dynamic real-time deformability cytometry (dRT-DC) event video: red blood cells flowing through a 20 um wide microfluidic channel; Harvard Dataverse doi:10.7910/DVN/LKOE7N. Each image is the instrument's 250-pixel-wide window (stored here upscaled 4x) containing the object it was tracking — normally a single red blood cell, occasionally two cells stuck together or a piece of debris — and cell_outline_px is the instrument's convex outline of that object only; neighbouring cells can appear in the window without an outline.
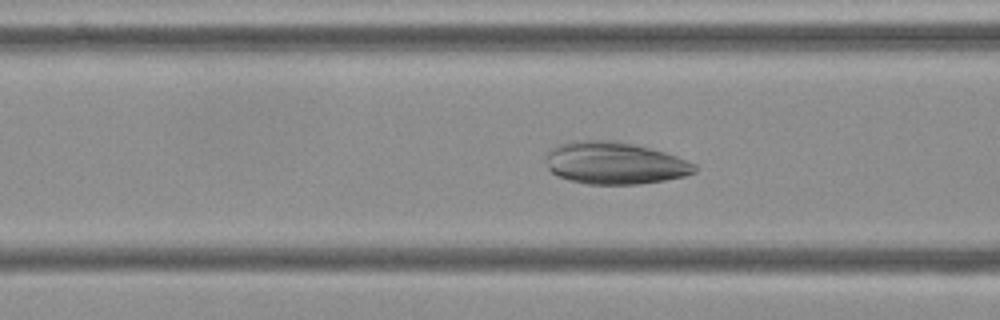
{"species": "Egyptian fruit bat (a non-hibernating species)", "species_latin": "Rousettus aegyptiacus", "temperature_condition": "cold", "stored_images_in_passage": 55, "camera_frame_rate_fps": 3000, "um_per_image_px": 0.085, "frame": {"image": 1, "passage_image": 21, "time_ms": 6.667, "image_size_px": [1000, 320], "cell_outline_px": [[696, 172], [684, 176], [664, 180], [640, 184], [588, 184], [568, 180], [552, 172], [548, 168], [544, 160], [544, 156], [552, 148], [568, 140], [612, 140], [632, 144], [664, 152], [676, 156], [696, 164]], "centroid_in_image_um": [52.21, 13.86], "position_along_channel_um": 114.4, "area_um2": 36.65}}
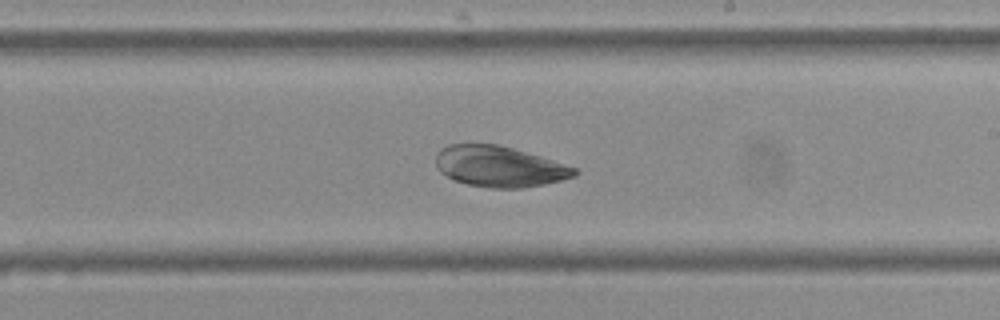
{"frame": {"image": 2, "passage_image": 32, "time_ms": 10.333, "image_size_px": [1000, 320], "cell_outline_px": [[580, 172], [576, 176], [544, 184], [524, 188], [492, 188], [468, 184], [456, 180], [440, 172], [436, 168], [436, 152], [440, 148], [448, 144], [496, 144], [512, 148], [540, 156], [576, 168]], "centroid_in_image_um": [42.43, 14.15], "position_along_channel_um": 246.6, "area_um2": 32.89}}
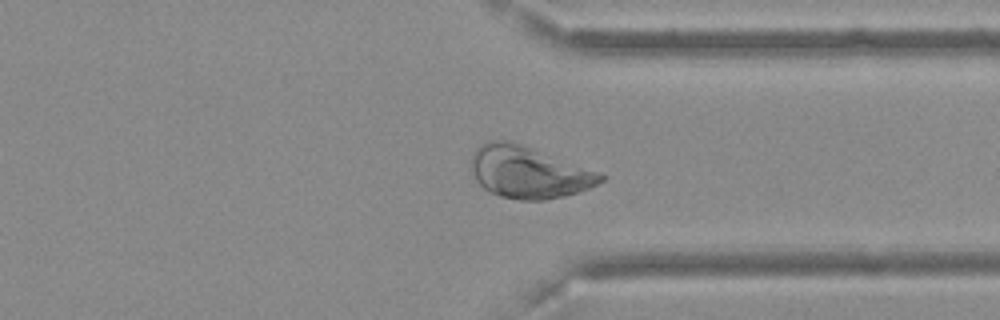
{"frame": {"image": 3, "passage_image": 42, "time_ms": 13.667, "image_size_px": [1000, 320], "cell_outline_px": [[608, 176], [604, 180], [588, 188], [564, 196], [544, 200], [520, 200], [500, 196], [488, 192], [476, 180], [472, 168], [472, 152], [480, 144], [488, 140], [508, 140], [532, 148], [600, 172]], "centroid_in_image_um": [44.92, 14.64], "position_along_channel_um": 366.5, "area_um2": 38.96}}